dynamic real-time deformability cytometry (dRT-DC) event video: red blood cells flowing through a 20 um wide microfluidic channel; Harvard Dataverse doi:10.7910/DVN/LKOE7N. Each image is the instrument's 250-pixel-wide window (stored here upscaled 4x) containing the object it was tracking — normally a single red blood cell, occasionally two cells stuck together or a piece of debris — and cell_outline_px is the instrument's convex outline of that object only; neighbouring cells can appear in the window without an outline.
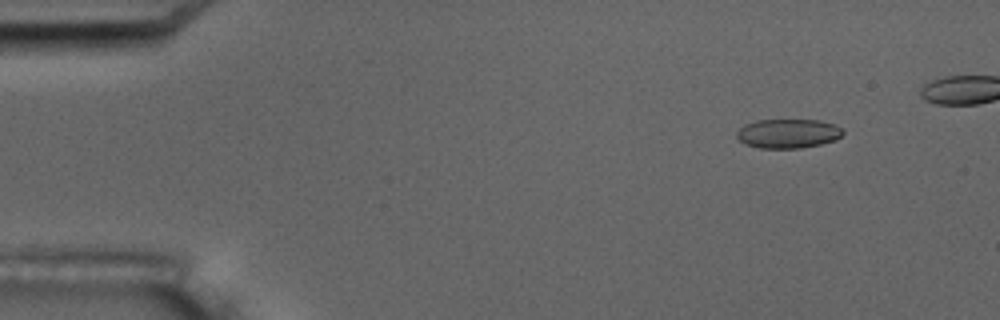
{"species": "common noctule bat (a hibernating species)", "species_latin": "Nyctalus noctula", "temperature_condition": "room temperature", "stored_images_in_passage": 6, "camera_frame_rate_fps": 3000, "um_per_image_px": 0.085, "animal": {"sex": "male", "body_mass_g": 17.5, "forearm_length_mm": 52.3}, "frame": {"image": 1, "passage_image": 2, "time_ms": 1.0, "image_size_px": [1000, 320], "cell_outline_px": [[844, 132], [836, 140], [820, 144], [800, 148], [760, 148], [744, 144], [736, 136], [736, 132], [744, 124], [756, 120], [820, 120], [832, 124], [840, 128]], "centroid_in_image_um": [66.95, 11.35], "position_along_channel_um": 18.1, "area_um2": 18.03}}